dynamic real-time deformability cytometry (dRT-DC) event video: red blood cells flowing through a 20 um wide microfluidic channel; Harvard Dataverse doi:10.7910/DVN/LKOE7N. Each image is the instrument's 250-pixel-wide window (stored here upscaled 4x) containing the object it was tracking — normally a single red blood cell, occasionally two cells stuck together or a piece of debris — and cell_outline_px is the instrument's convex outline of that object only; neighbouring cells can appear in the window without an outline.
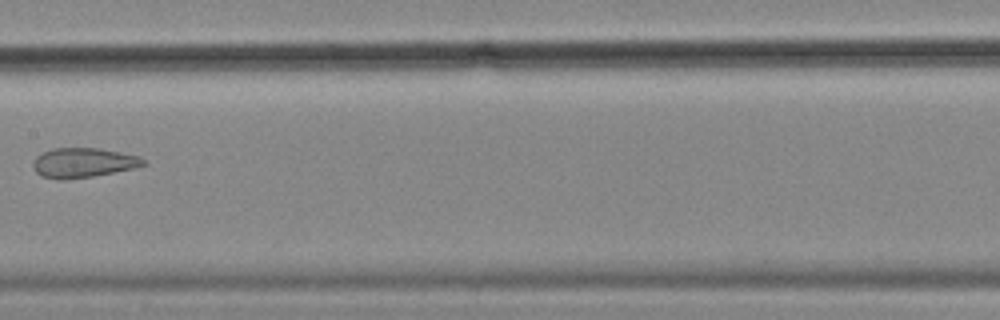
{"species": "common noctule bat (a hibernating species)", "species_latin": "Nyctalus noctula", "temperature_condition": "cold", "stored_images_in_passage": 7, "camera_frame_rate_fps": 3000, "um_per_image_px": 0.085, "animal": {"sex": "female", "body_mass_g": 18.4}, "frame": {"image": 1, "passage_image": 4, "time_ms": 1.0, "image_size_px": [1000, 320], "cell_outline_px": [[148, 164], [132, 168], [92, 176], [60, 180], [40, 176], [32, 168], [32, 160], [40, 152], [52, 148], [100, 148], [140, 156], [148, 160]], "centroid_in_image_um": [7.04, 13.82], "position_along_channel_um": 200.4, "area_um2": 19.31}}
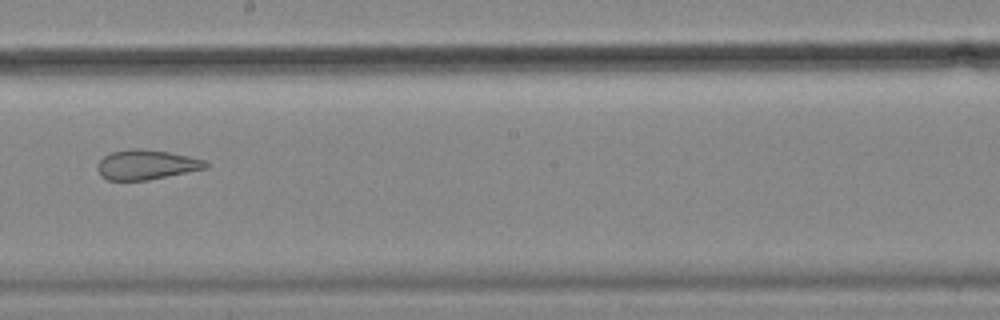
{"frame": {"image": 2, "passage_image": 5, "time_ms": 1.333, "image_size_px": [1000, 320], "cell_outline_px": [[208, 168], [148, 180], [108, 180], [100, 176], [96, 168], [96, 164], [104, 156], [112, 152], [128, 148], [136, 148], [168, 152], [188, 156], [204, 160], [208, 164]], "centroid_in_image_um": [12.4, 14.0], "position_along_channel_um": 235.8, "area_um2": 18.79}}
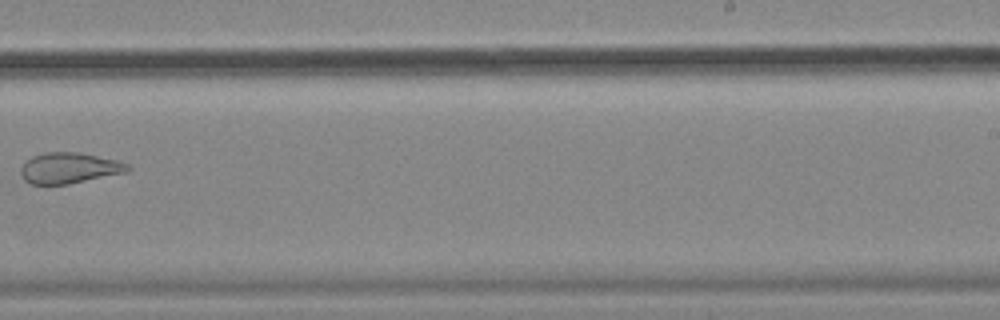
{"frame": {"image": 3, "passage_image": 6, "time_ms": 1.667, "image_size_px": [1000, 320], "cell_outline_px": [[132, 168], [128, 172], [68, 184], [32, 184], [24, 180], [20, 172], [20, 168], [32, 156], [44, 152], [76, 152], [116, 160], [128, 164]], "centroid_in_image_um": [5.89, 14.28], "position_along_channel_um": 283.1, "area_um2": 19.07}}